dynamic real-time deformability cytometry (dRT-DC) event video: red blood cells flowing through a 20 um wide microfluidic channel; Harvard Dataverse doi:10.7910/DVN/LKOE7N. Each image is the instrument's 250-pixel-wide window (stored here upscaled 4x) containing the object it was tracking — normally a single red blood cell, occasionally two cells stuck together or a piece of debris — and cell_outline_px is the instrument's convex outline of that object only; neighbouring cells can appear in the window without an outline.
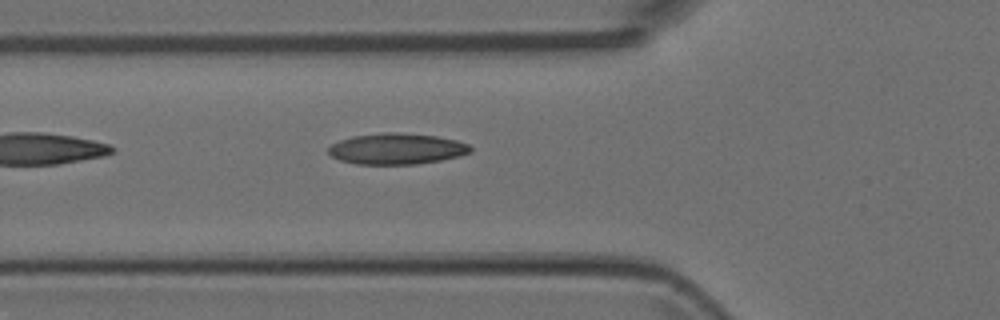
{"species": "Egyptian fruit bat (a non-hibernating species)", "species_latin": "Rousettus aegyptiacus", "temperature_condition": "room temperature", "stored_images_in_passage": 2, "camera_frame_rate_fps": 3000, "um_per_image_px": 0.085, "animal": {"sex": "female"}, "frame": {"image": 1, "passage_image": 2, "time_ms": 0.333, "image_size_px": [1000, 320], "cell_outline_px": [[472, 152], [460, 156], [440, 160], [416, 164], [356, 164], [340, 160], [332, 156], [328, 152], [328, 148], [332, 144], [340, 140], [352, 136], [384, 132], [396, 132], [436, 136], [456, 140], [468, 144], [472, 148]], "centroid_in_image_um": [33.73, 12.64], "position_along_channel_um": 92.1, "area_um2": 25.66}}